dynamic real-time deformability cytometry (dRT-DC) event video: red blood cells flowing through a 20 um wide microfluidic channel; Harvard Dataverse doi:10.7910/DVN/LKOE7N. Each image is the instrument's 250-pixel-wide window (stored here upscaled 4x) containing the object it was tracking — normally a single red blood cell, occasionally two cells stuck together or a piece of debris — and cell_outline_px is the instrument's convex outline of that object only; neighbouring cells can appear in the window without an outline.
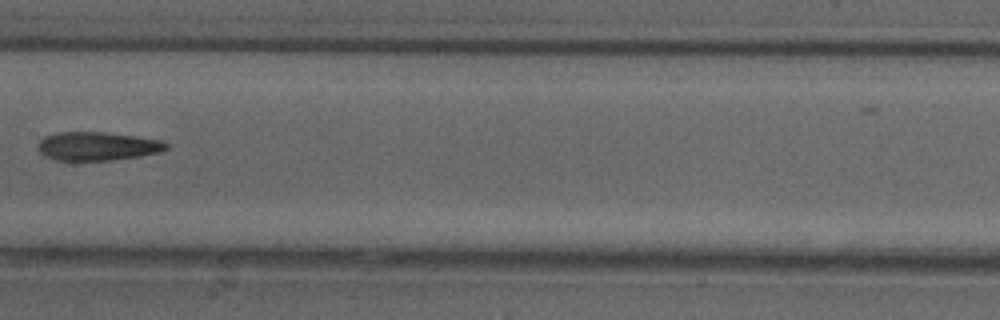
{"species": "common noctule bat (a hibernating species)", "species_latin": "Nyctalus noctula", "temperature_condition": "cold", "stored_images_in_passage": 8, "camera_frame_rate_fps": 3000, "um_per_image_px": 0.085, "animal": {"sex": "female"}, "frame": {"image": 1, "passage_image": 7, "time_ms": 2.0, "image_size_px": [1000, 320], "cell_outline_px": [[168, 148], [160, 152], [140, 156], [112, 160], [56, 160], [44, 156], [36, 148], [36, 144], [44, 136], [56, 132], [104, 132], [136, 136], [164, 140], [168, 144]], "centroid_in_image_um": [8.27, 12.42], "position_along_channel_um": 199.1, "area_um2": 21.62}}
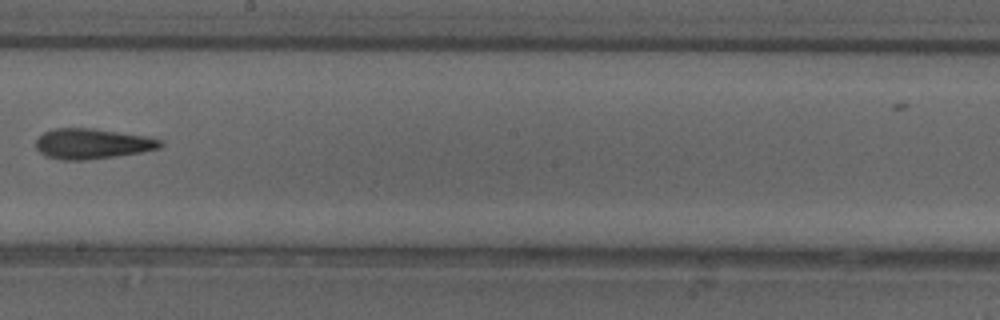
{"frame": {"image": 2, "passage_image": 8, "time_ms": 2.333, "image_size_px": [1000, 320], "cell_outline_px": [[164, 144], [160, 148], [140, 152], [116, 156], [84, 160], [60, 160], [44, 156], [36, 148], [36, 140], [44, 132], [56, 128], [96, 128], [148, 136], [160, 140]], "centroid_in_image_um": [7.84, 12.21], "position_along_channel_um": 240.4, "area_um2": 22.14}}